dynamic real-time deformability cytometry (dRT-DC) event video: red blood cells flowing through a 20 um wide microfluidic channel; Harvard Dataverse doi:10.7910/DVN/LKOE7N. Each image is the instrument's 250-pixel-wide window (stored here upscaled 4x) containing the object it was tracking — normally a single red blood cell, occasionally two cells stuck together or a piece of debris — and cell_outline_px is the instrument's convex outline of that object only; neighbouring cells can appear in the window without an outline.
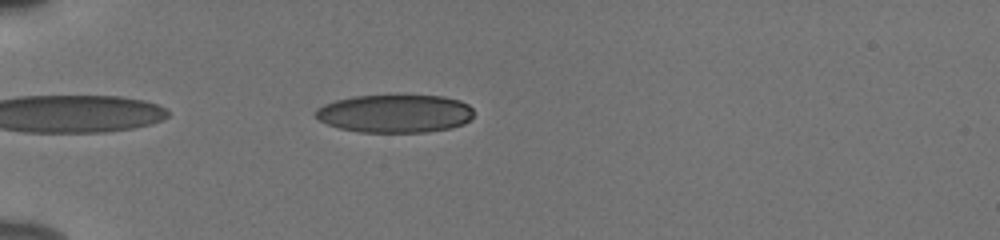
{"species": "human", "species_latin": "Homo sapiens", "temperature_condition": "cold", "stored_images_in_passage": 40, "camera_frame_rate_fps": 3000, "um_per_image_px": 0.085, "donor": {"sex": "male"}, "frame": {"image": 1, "passage_image": 3, "time_ms": 0.667, "image_size_px": [1000, 240], "cell_outline_px": [[472, 116], [464, 124], [448, 128], [428, 132], [360, 132], [340, 128], [328, 124], [320, 120], [316, 116], [316, 108], [324, 104], [336, 100], [352, 96], [396, 92], [444, 96], [460, 100], [468, 104], [472, 108]], "centroid_in_image_um": [33.58, 9.59], "position_along_channel_um": 51.4, "area_um2": 36.24}}
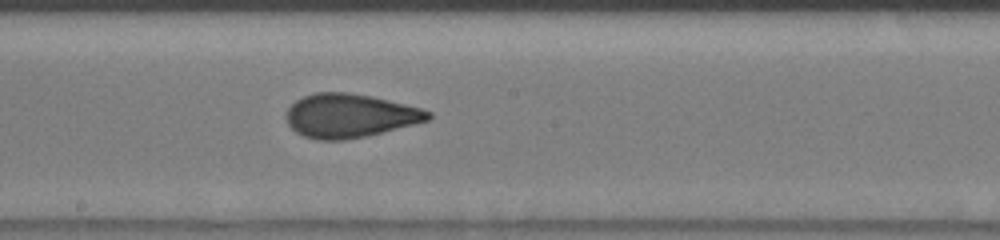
{"frame": {"image": 2, "passage_image": 18, "time_ms": 5.667, "image_size_px": [1000, 240], "cell_outline_px": [[432, 116], [428, 120], [368, 136], [344, 140], [320, 140], [304, 136], [296, 132], [288, 124], [284, 116], [288, 108], [296, 100], [304, 96], [316, 92], [348, 92], [372, 96], [420, 108], [432, 112]], "centroid_in_image_um": [29.7, 9.83], "position_along_channel_um": 218.5, "area_um2": 36.13}}
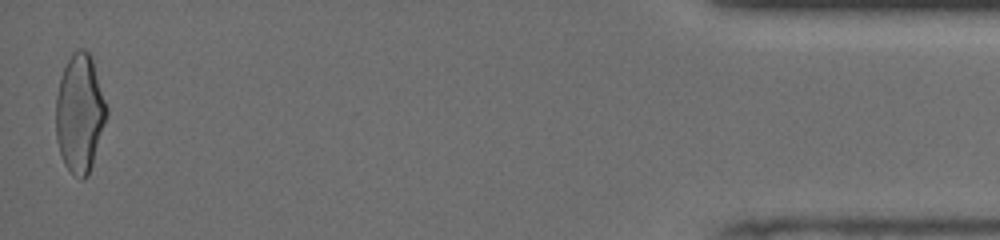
{"frame": {"image": 3, "passage_image": 40, "time_ms": 13.0, "image_size_px": [1000, 240], "cell_outline_px": [[108, 116], [88, 176], [84, 180], [80, 180], [64, 164], [56, 140], [56, 96], [60, 76], [72, 52], [80, 48], [84, 48], [92, 56], [108, 108]], "centroid_in_image_um": [6.79, 9.62], "position_along_channel_um": 428.4, "area_um2": 35.32}, "authors_computed_cell_mechanics": {"area_um2": 35.2002, "velocity_mm_per_s": 3.8686, "shape_relaxation_time_tau1_ms": 5.4454, "shape_relaxation_time_tau2_ms": 0.8537, "deformation_change_tau1": 0.1578, "deformation_change_tau2": 0.0619}}